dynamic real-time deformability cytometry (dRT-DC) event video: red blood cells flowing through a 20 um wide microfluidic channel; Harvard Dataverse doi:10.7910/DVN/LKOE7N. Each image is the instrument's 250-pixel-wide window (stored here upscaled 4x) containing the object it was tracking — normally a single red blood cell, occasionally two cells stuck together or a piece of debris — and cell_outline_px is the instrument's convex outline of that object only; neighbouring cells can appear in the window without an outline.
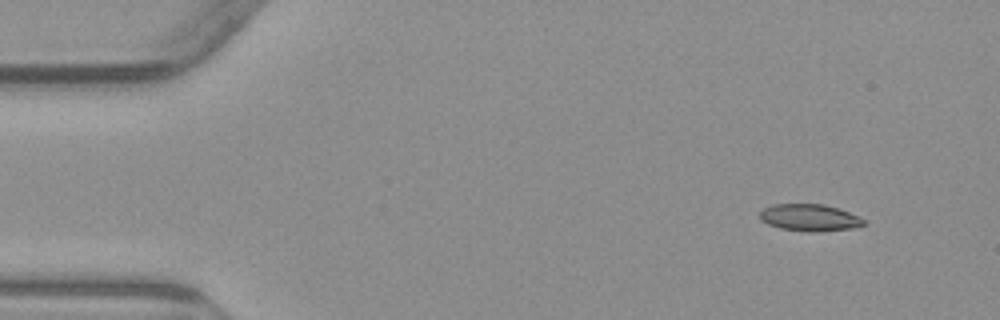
{"species": "common noctule bat (a hibernating species)", "species_latin": "Nyctalus noctula", "temperature_condition": "warm", "stored_images_in_passage": 4, "camera_frame_rate_fps": 3000, "um_per_image_px": 0.085, "animal": {"sex": "male", "body_mass_g": 23.1, "forearm_length_mm": 52.7}, "frame": {"image": 1, "passage_image": 1, "time_ms": 0.0, "image_size_px": [1000, 320], "cell_outline_px": [[864, 224], [852, 228], [816, 232], [808, 232], [780, 228], [768, 224], [760, 220], [760, 212], [764, 208], [772, 204], [824, 204], [840, 208], [860, 216], [864, 220]], "centroid_in_image_um": [68.82, 18.49], "position_along_channel_um": 16.2, "area_um2": 16.42}}
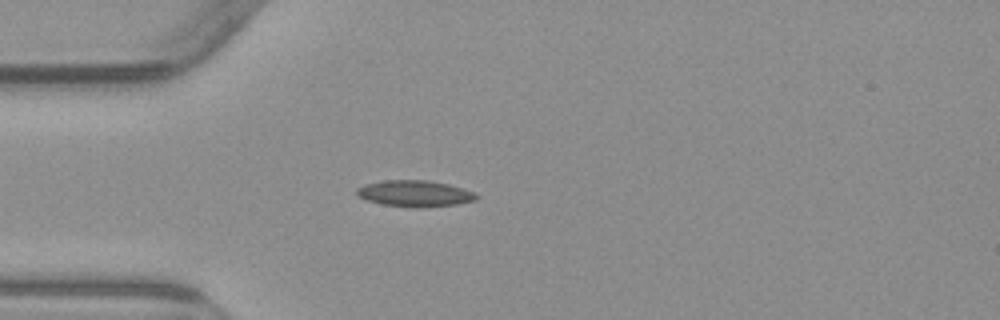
{"frame": {"image": 2, "passage_image": 4, "time_ms": 3.333, "image_size_px": [1000, 320], "cell_outline_px": [[480, 196], [476, 200], [456, 204], [424, 208], [416, 208], [384, 204], [368, 200], [360, 196], [356, 192], [356, 188], [364, 184], [384, 180], [428, 180], [448, 184], [464, 188], [476, 192]], "centroid_in_image_um": [35.32, 16.44], "position_along_channel_um": 49.7, "area_um2": 18.44}}